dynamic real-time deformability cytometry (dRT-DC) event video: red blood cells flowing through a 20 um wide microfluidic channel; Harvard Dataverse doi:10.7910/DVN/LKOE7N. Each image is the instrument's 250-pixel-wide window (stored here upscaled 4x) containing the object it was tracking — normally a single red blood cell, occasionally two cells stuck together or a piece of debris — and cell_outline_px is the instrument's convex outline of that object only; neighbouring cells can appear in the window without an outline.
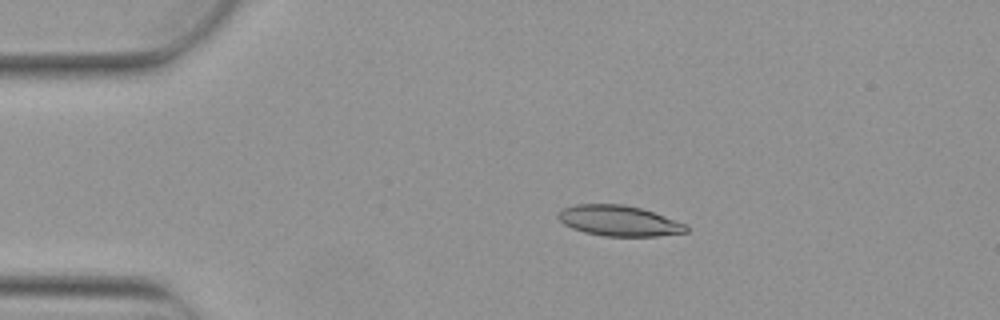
{"species": "Egyptian fruit bat (a non-hibernating species)", "species_latin": "Rousettus aegyptiacus", "temperature_condition": "warm", "stored_images_in_passage": 3, "camera_frame_rate_fps": 3000, "um_per_image_px": 0.085, "animal": {"sex": "female"}, "frame": {"image": 1, "passage_image": 2, "time_ms": 0.333, "image_size_px": [1000, 320], "cell_outline_px": [[688, 232], [656, 236], [604, 236], [584, 232], [572, 228], [564, 224], [556, 216], [564, 208], [576, 204], [624, 204], [640, 208], [688, 224]], "centroid_in_image_um": [52.62, 18.77], "position_along_channel_um": 32.4, "area_um2": 22.72}}